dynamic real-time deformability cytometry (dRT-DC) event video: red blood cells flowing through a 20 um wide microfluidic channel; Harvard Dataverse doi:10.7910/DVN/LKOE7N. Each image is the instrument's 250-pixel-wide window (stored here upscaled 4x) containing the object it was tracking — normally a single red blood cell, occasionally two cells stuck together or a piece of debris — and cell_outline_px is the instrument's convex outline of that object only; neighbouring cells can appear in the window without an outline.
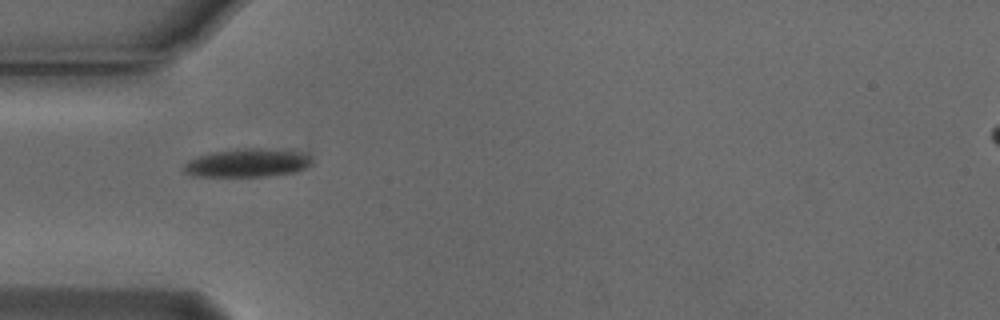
{"species": "Egyptian fruit bat (a non-hibernating species)", "species_latin": "Rousettus aegyptiacus", "temperature_condition": "cold", "stored_images_in_passage": 39, "camera_frame_rate_fps": 3000, "um_per_image_px": 0.085, "animal": {"sex": "male"}, "frame": {"image": 1, "passage_image": 1, "time_ms": 0.0, "image_size_px": [1000, 320], "cell_outline_px": [[312, 164], [304, 168], [292, 172], [264, 176], [192, 176], [184, 172], [184, 164], [188, 160], [196, 156], [208, 152], [236, 148], [268, 148], [300, 152], [308, 156], [312, 160]], "centroid_in_image_um": [20.96, 13.82], "position_along_channel_um": 64.0, "area_um2": 21.27}}
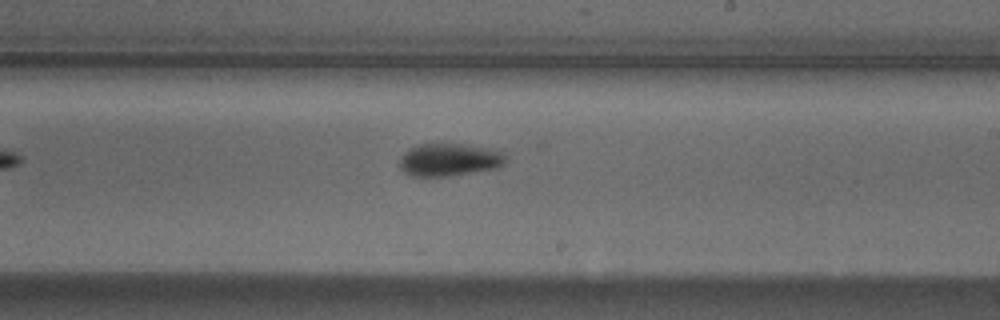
{"frame": {"image": 2, "passage_image": 16, "time_ms": 5.0, "image_size_px": [1000, 320], "cell_outline_px": [[508, 160], [500, 168], [448, 176], [412, 176], [404, 172], [400, 168], [400, 160], [404, 152], [408, 148], [416, 144], [464, 144], [488, 148], [504, 152], [508, 156]], "centroid_in_image_um": [38.23, 13.57], "position_along_channel_um": 250.8, "area_um2": 20.52}}
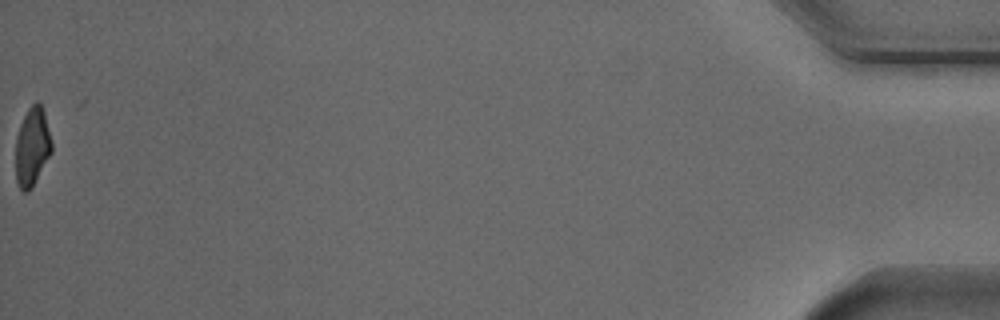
{"frame": {"image": 3, "passage_image": 39, "time_ms": 12.667, "image_size_px": [1000, 320], "cell_outline_px": [[52, 152], [32, 188], [28, 192], [24, 192], [20, 188], [16, 180], [16, 136], [20, 124], [28, 108], [36, 100], [44, 108], [52, 140]], "centroid_in_image_um": [2.75, 12.45], "position_along_channel_um": 432.4, "area_um2": 16.76}, "authors_computed_cell_mechanics": {"area_um2": 19.074, "velocity_mm_per_s": 3.758, "shape_relaxation_time_tau1_ms": 2.3644, "shape_relaxation_time_tau2_ms": null, "deformation_change_tau1": 0.1184, "deformation_change_tau2": null}}